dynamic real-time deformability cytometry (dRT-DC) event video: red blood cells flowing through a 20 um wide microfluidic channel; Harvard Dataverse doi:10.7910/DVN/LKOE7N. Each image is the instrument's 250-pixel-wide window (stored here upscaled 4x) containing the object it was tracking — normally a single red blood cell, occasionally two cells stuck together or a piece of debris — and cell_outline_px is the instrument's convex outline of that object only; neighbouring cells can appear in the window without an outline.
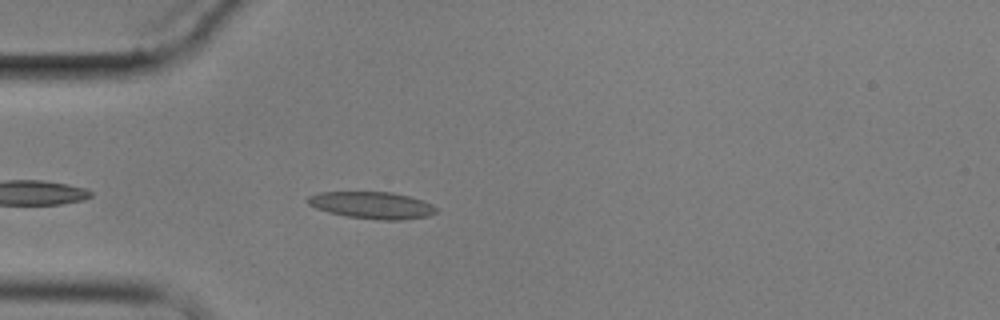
{"species": "common noctule bat (a hibernating species)", "species_latin": "Nyctalus noctula", "temperature_condition": "cold", "stored_images_in_passage": 5, "camera_frame_rate_fps": 3000, "um_per_image_px": 0.085, "animal": {"sex": "male", "body_mass_g": 17.9}, "frame": {"image": 1, "passage_image": 5, "time_ms": 4.667, "image_size_px": [1000, 320], "cell_outline_px": [[436, 212], [428, 216], [404, 220], [380, 220], [348, 216], [328, 212], [316, 208], [308, 204], [308, 196], [320, 192], [392, 192], [408, 196], [432, 204], [436, 208]], "centroid_in_image_um": [31.62, 17.44], "position_along_channel_um": 53.4, "area_um2": 20.0}}